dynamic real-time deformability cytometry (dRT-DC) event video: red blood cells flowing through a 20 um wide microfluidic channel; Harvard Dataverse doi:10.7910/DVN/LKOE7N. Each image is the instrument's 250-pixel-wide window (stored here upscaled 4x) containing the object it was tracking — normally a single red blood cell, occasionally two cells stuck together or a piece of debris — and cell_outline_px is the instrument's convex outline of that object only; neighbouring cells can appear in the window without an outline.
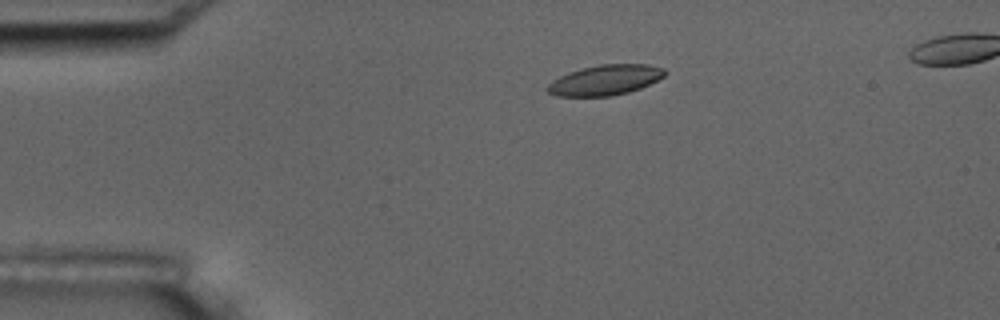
{"species": "common noctule bat (a hibernating species)", "species_latin": "Nyctalus noctula", "temperature_condition": "room temperature", "stored_images_in_passage": 5, "camera_frame_rate_fps": 3000, "um_per_image_px": 0.085, "animal": {"sex": "male", "body_mass_g": 17.5, "forearm_length_mm": 52.3}, "frame": {"image": 1, "passage_image": 3, "time_ms": 3.333, "image_size_px": [1000, 320], "cell_outline_px": [[668, 72], [664, 76], [640, 88], [628, 92], [612, 96], [556, 96], [548, 92], [544, 88], [552, 80], [568, 72], [600, 64], [648, 64], [664, 68]], "centroid_in_image_um": [51.42, 6.8], "position_along_channel_um": 33.6, "area_um2": 20.69}}